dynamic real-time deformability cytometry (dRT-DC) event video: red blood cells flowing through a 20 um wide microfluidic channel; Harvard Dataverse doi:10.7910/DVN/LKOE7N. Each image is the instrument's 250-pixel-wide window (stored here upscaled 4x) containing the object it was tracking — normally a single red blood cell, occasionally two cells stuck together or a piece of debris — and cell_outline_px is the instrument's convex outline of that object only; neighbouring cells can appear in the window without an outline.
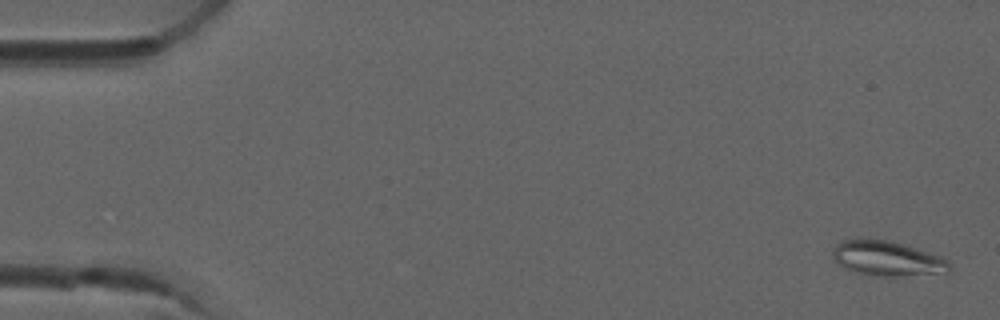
{"species": "common noctule bat (a hibernating species)", "species_latin": "Nyctalus noctula", "temperature_condition": "room temperature", "stored_images_in_passage": 5, "camera_frame_rate_fps": 3000, "um_per_image_px": 0.085, "animal": {"sex": "male", "forearm_length_mm": 52.5}, "frame": {"image": 1, "passage_image": 1, "time_ms": 0.0, "image_size_px": [1000, 320], "cell_outline_px": [[952, 272], [900, 276], [868, 276], [852, 272], [844, 268], [832, 260], [832, 252], [836, 244], [844, 240], [856, 236], [892, 240], [940, 256], [948, 260], [952, 264]], "centroid_in_image_um": [75.37, 21.95], "position_along_channel_um": 9.6, "area_um2": 24.74}}